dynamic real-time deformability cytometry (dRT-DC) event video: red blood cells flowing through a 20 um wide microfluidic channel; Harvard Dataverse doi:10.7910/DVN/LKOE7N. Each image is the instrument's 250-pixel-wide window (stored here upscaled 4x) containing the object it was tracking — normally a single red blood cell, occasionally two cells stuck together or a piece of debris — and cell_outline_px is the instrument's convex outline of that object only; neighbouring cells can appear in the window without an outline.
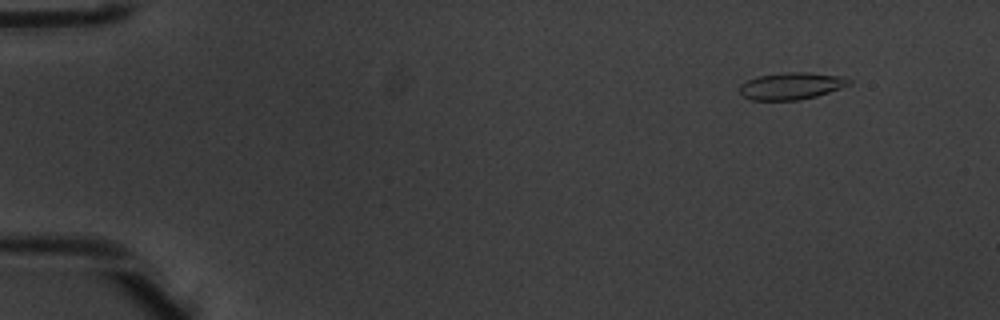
{"species": "common noctule bat (a hibernating species)", "species_latin": "Nyctalus noctula", "temperature_condition": "warm", "stored_images_in_passage": 5, "camera_frame_rate_fps": 3000, "um_per_image_px": 0.085, "animal": {"sex": "male", "body_mass_g": 20.1, "forearm_length_mm": 53.5}, "frame": {"image": 1, "passage_image": 2, "time_ms": 0.333, "image_size_px": [1000, 320], "cell_outline_px": [[852, 84], [816, 96], [796, 100], [752, 100], [744, 96], [740, 92], [740, 84], [756, 76], [788, 72], [808, 72], [840, 76], [852, 80]], "centroid_in_image_um": [67.26, 7.3], "position_along_channel_um": 17.7, "area_um2": 17.11}}
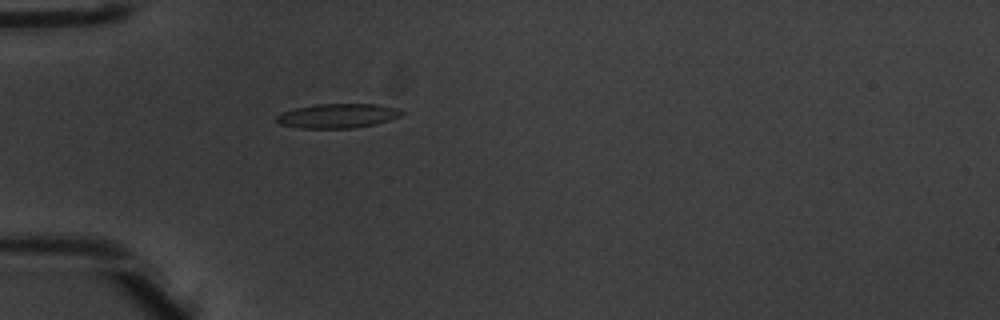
{"frame": {"image": 2, "passage_image": 5, "time_ms": 1.333, "image_size_px": [1000, 320], "cell_outline_px": [[404, 112], [400, 116], [388, 120], [372, 124], [352, 128], [300, 128], [280, 124], [276, 120], [276, 116], [284, 112], [296, 108], [316, 104], [376, 104], [396, 108]], "centroid_in_image_um": [28.68, 9.84], "position_along_channel_um": 56.3, "area_um2": 17.46}}